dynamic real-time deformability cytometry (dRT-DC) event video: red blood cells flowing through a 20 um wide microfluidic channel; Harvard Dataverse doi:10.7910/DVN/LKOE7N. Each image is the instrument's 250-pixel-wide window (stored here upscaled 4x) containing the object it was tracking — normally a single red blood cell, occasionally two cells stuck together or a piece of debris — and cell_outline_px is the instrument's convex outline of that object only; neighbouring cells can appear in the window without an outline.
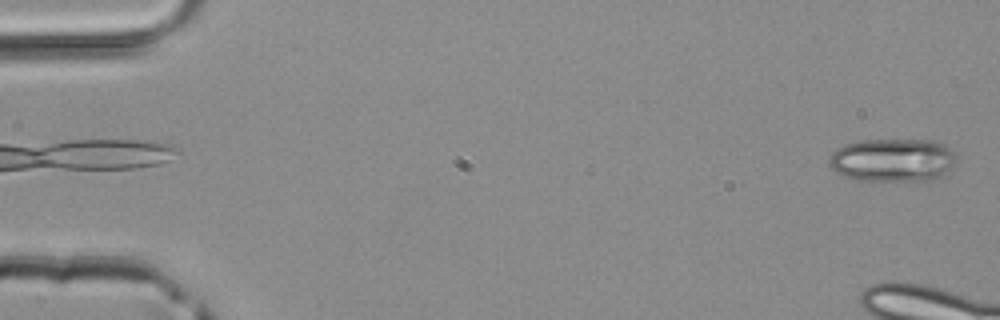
{"species": "common noctule bat (a hibernating species)", "species_latin": "Nyctalus noctula", "temperature_condition": "room temperature", "stored_images_in_passage": 11, "camera_frame_rate_fps": 3000, "um_per_image_px": 0.085, "animal": {"sex": "male", "body_mass_g": 20.4}, "frame": {"image": 1, "passage_image": 1, "time_ms": 0.0, "image_size_px": [1000, 320], "cell_outline_px": [[956, 156], [952, 164], [944, 176], [940, 180], [928, 184], [856, 180], [844, 176], [836, 172], [828, 164], [828, 160], [832, 152], [836, 148], [844, 144], [860, 140], [936, 140], [944, 144], [956, 152]], "centroid_in_image_um": [75.93, 13.66], "position_along_channel_um": 9.1, "area_um2": 33.64}}